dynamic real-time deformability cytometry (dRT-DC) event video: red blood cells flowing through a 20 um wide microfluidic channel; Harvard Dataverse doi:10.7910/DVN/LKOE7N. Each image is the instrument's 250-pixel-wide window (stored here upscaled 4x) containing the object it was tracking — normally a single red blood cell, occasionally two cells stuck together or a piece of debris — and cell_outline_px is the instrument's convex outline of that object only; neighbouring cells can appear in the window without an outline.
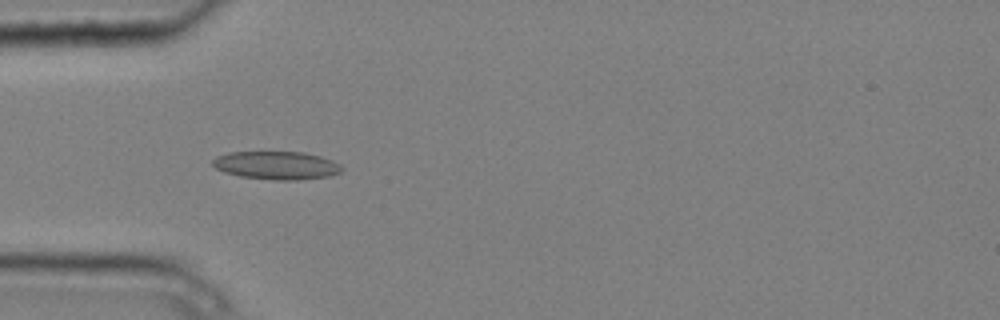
{"species": "common noctule bat (a hibernating species)", "species_latin": "Nyctalus noctula", "temperature_condition": "cold", "stored_images_in_passage": 5, "camera_frame_rate_fps": 3000, "um_per_image_px": 0.085, "animal": {"sex": "male", "body_mass_g": 20.4}, "frame": {"image": 1, "passage_image": 4, "time_ms": 1.0, "image_size_px": [1000, 320], "cell_outline_px": [[344, 168], [340, 172], [332, 176], [300, 180], [272, 180], [240, 176], [224, 172], [216, 168], [212, 164], [212, 160], [216, 156], [228, 152], [304, 152], [320, 156], [332, 160], [340, 164]], "centroid_in_image_um": [23.53, 14.06], "position_along_channel_um": 61.5, "area_um2": 21.39}}
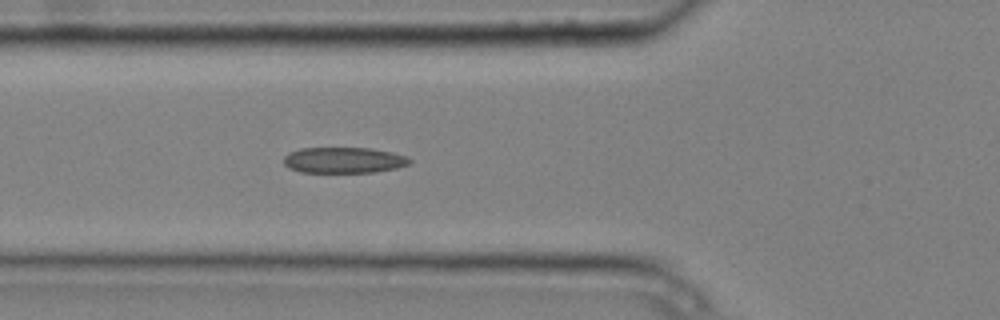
{"frame": {"image": 2, "passage_image": 5, "time_ms": 1.333, "image_size_px": [1000, 320], "cell_outline_px": [[412, 160], [408, 164], [396, 168], [376, 172], [300, 172], [288, 168], [284, 164], [284, 156], [288, 152], [300, 148], [372, 148], [392, 152], [408, 156]], "centroid_in_image_um": [29.21, 13.61], "position_along_channel_um": 96.6, "area_um2": 19.13}}